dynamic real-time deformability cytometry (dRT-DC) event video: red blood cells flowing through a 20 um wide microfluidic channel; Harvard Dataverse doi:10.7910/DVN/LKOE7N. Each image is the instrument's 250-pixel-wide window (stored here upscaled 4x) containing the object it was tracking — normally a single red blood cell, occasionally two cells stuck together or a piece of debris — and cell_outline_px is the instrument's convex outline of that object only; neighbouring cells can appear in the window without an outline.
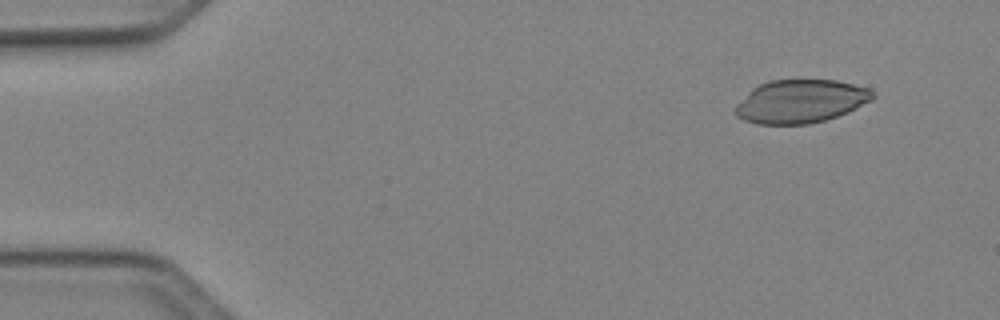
{"species": "Egyptian fruit bat (a non-hibernating species)", "species_latin": "Rousettus aegyptiacus", "temperature_condition": "cold", "stored_images_in_passage": 49, "camera_frame_rate_fps": 3000, "um_per_image_px": 0.085, "animal": {"sex": "female"}, "frame": {"image": 1, "passage_image": 5, "time_ms": 1.333, "image_size_px": [1000, 320], "cell_outline_px": [[876, 96], [872, 100], [848, 112], [824, 120], [808, 124], [756, 124], [744, 120], [736, 116], [736, 104], [752, 88], [768, 80], [836, 80], [868, 88]], "centroid_in_image_um": [68.04, 8.61], "position_along_channel_um": 17.0, "area_um2": 34.56}}
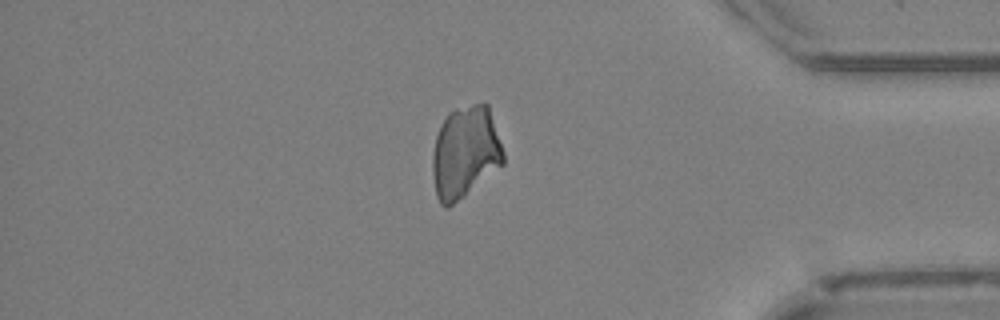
{"frame": {"image": 2, "passage_image": 42, "time_ms": 13.667, "image_size_px": [1000, 320], "cell_outline_px": [[504, 164], [464, 196], [448, 208], [444, 208], [440, 204], [436, 196], [432, 172], [432, 152], [436, 136], [448, 112], [456, 108], [472, 104], [488, 104], [504, 152]], "centroid_in_image_um": [39.53, 12.96], "position_along_channel_um": 395.7, "area_um2": 38.09}}